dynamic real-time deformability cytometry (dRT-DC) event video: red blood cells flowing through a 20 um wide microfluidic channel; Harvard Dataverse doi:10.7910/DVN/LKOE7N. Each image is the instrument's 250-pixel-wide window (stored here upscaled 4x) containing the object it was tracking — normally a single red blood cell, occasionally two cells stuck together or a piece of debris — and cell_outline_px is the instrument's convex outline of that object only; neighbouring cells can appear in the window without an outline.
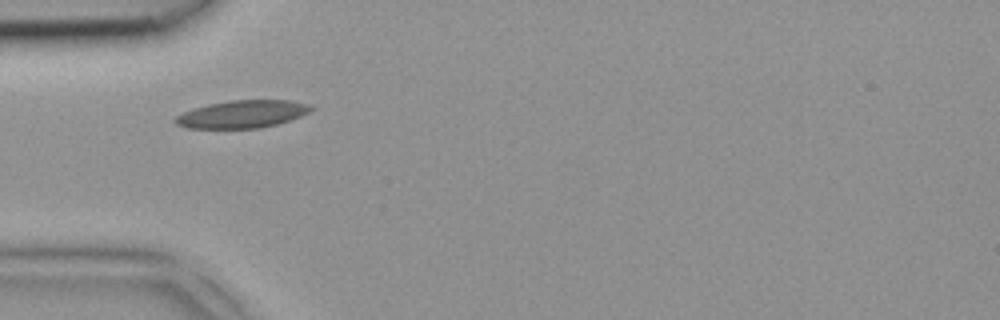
{"species": "common noctule bat (a hibernating species)", "species_latin": "Nyctalus noctula", "temperature_condition": "room temperature", "stored_images_in_passage": 1, "camera_frame_rate_fps": 3000, "um_per_image_px": 0.085, "animal": {"sex": "female", "body_mass_g": 18.4}, "frame": {"image": 1, "passage_image": 1, "time_ms": 0.0, "image_size_px": [1000, 320], "cell_outline_px": [[316, 108], [300, 116], [276, 124], [260, 128], [188, 128], [176, 124], [172, 120], [176, 116], [192, 108], [208, 104], [228, 100], [288, 100], [308, 104]], "centroid_in_image_um": [20.56, 9.69], "position_along_channel_um": 64.4, "area_um2": 21.79}}